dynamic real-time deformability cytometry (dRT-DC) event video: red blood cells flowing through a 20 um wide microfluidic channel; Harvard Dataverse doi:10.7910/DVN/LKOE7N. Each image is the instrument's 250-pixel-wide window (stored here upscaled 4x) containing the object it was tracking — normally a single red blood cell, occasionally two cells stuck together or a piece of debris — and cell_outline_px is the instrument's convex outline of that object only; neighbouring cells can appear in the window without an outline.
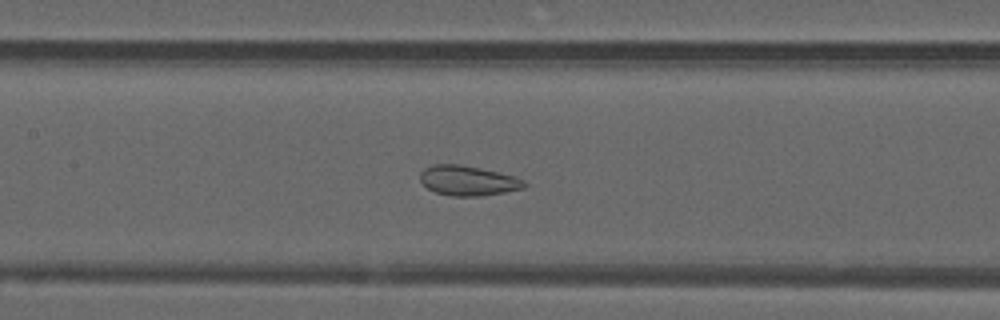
{"species": "common noctule bat (a hibernating species)", "species_latin": "Nyctalus noctula", "temperature_condition": "warm", "stored_images_in_passage": 51, "camera_frame_rate_fps": 3000, "um_per_image_px": 0.085, "animal": {"sex": "male", "forearm_length_mm": 52.5}, "frame": {"image": 1, "passage_image": 24, "time_ms": 7.667, "image_size_px": [1000, 320], "cell_outline_px": [[528, 184], [524, 188], [504, 192], [480, 196], [452, 196], [436, 192], [428, 188], [420, 180], [420, 172], [424, 168], [432, 164], [460, 164], [480, 168], [516, 176], [524, 180]], "centroid_in_image_um": [39.79, 15.34], "position_along_channel_um": 167.6, "area_um2": 18.21}}
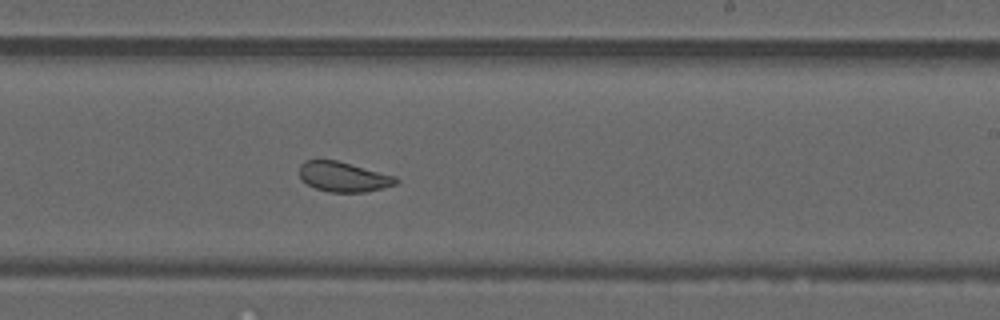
{"frame": {"image": 2, "passage_image": 31, "time_ms": 10.0, "image_size_px": [1000, 320], "cell_outline_px": [[400, 180], [396, 184], [384, 188], [364, 192], [328, 192], [316, 188], [308, 184], [300, 176], [300, 164], [304, 160], [336, 160], [396, 176]], "centroid_in_image_um": [29.22, 15.03], "position_along_channel_um": 259.8, "area_um2": 16.76}}
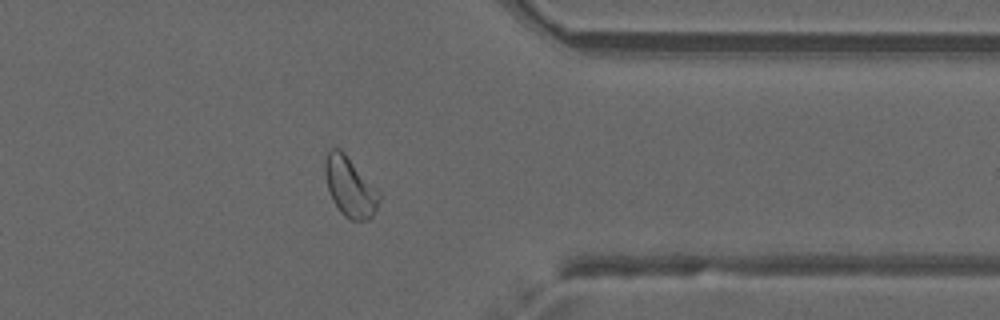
{"frame": {"image": 3, "passage_image": 41, "time_ms": 13.333, "image_size_px": [1000, 320], "cell_outline_px": [[380, 200], [372, 216], [368, 220], [348, 220], [340, 212], [332, 200], [328, 188], [324, 172], [324, 160], [328, 152], [332, 148], [340, 148], [344, 152], [380, 192]], "centroid_in_image_um": [29.73, 15.89], "position_along_channel_um": 381.7, "area_um2": 18.84}, "authors_computed_cell_mechanics": {"area_um2": 20.7502, "velocity_mm_per_s": 3.9745, "shape_relaxation_time_tau1_ms": null, "shape_relaxation_time_tau2_ms": 1.3902, "deformation_change_tau1": null, "deformation_change_tau2": 0.0741}}